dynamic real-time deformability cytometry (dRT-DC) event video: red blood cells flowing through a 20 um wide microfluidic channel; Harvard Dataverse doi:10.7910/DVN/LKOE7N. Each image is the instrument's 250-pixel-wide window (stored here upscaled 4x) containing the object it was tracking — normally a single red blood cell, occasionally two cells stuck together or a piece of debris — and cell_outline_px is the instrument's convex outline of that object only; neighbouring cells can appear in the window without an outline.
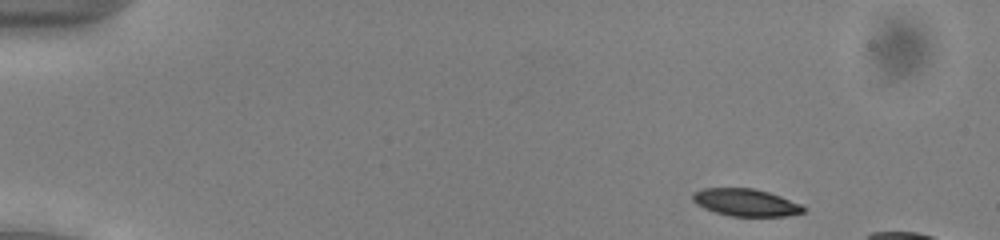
{"species": "common noctule bat (a hibernating species)", "species_latin": "Nyctalus noctula", "temperature_condition": "cold", "stored_images_in_passage": 11, "camera_frame_rate_fps": 3000, "um_per_image_px": 0.085, "animal": {"sex": "male", "body_mass_g": 13.0, "forearm_length_mm": 53.1}, "frame": {"image": 1, "passage_image": 1, "time_ms": 0.0, "image_size_px": [1000, 240], "cell_outline_px": [[808, 208], [804, 212], [784, 216], [732, 216], [716, 212], [704, 208], [696, 204], [692, 200], [692, 192], [704, 188], [752, 188], [768, 192], [780, 196], [800, 204]], "centroid_in_image_um": [63.37, 17.21], "position_along_channel_um": 21.6, "area_um2": 17.57}}